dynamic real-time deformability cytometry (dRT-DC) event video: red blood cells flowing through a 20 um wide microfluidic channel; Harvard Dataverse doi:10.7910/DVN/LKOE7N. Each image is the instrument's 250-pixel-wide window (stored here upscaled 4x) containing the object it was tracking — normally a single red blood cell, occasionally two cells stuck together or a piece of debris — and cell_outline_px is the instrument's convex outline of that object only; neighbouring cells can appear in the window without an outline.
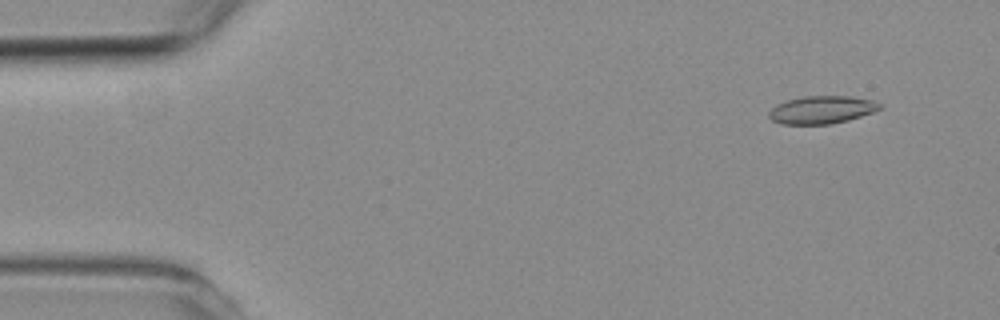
{"species": "common noctule bat (a hibernating species)", "species_latin": "Nyctalus noctula", "temperature_condition": "room temperature", "stored_images_in_passage": 5, "camera_frame_rate_fps": 3000, "um_per_image_px": 0.085, "animal": {"sex": "female", "body_mass_g": 19.3, "forearm_length_mm": 54.1}, "frame": {"image": 1, "passage_image": 2, "time_ms": 1.0, "image_size_px": [1000, 320], "cell_outline_px": [[884, 104], [880, 108], [872, 112], [848, 120], [828, 124], [780, 124], [772, 120], [768, 116], [768, 112], [776, 104], [788, 100], [804, 96], [852, 96], [872, 100]], "centroid_in_image_um": [69.84, 9.32], "position_along_channel_um": 15.2, "area_um2": 17.92}}
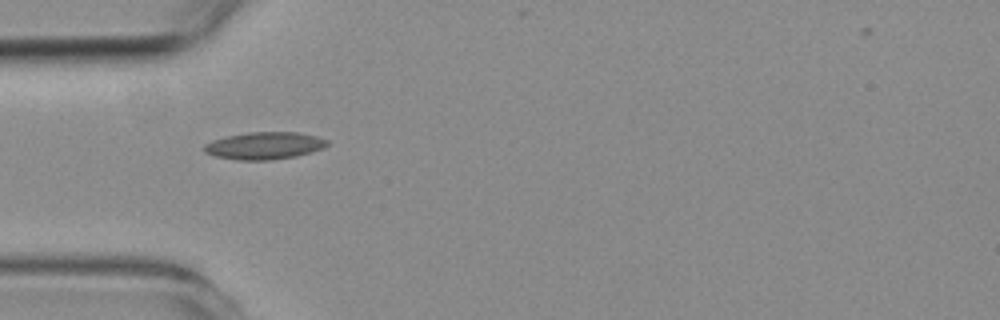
{"frame": {"image": 2, "passage_image": 5, "time_ms": 5.0, "image_size_px": [1000, 320], "cell_outline_px": [[328, 144], [324, 148], [296, 156], [272, 160], [236, 160], [216, 156], [204, 152], [204, 144], [212, 140], [228, 136], [248, 132], [296, 132], [316, 136], [328, 140]], "centroid_in_image_um": [22.47, 12.38], "position_along_channel_um": 62.5, "area_um2": 19.54}}